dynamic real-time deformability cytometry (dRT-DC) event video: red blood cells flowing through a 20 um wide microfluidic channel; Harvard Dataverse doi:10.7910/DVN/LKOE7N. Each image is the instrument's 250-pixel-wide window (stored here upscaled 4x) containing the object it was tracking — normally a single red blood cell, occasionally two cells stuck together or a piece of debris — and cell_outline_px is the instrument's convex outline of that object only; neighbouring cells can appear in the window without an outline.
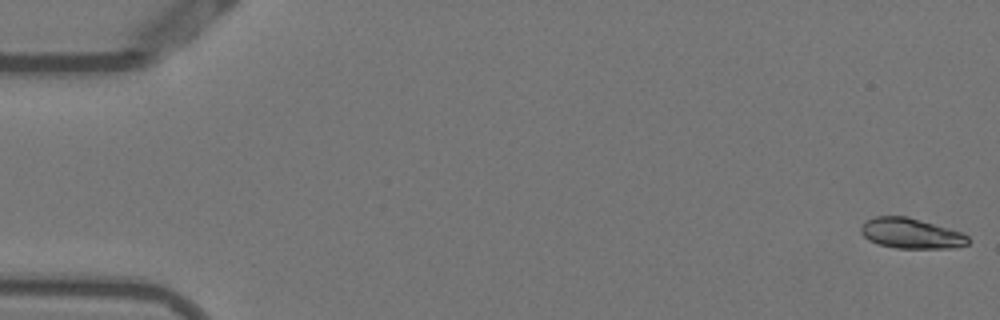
{"species": "Egyptian fruit bat (a non-hibernating species)", "species_latin": "Rousettus aegyptiacus", "temperature_condition": "warm", "stored_images_in_passage": 53, "camera_frame_rate_fps": 3000, "um_per_image_px": 0.085, "animal": {"sex": "female"}, "frame": {"image": 1, "passage_image": 1, "time_ms": 0.0, "image_size_px": [1000, 320], "cell_outline_px": [[968, 244], [956, 248], [896, 248], [876, 244], [868, 240], [860, 232], [860, 228], [868, 220], [876, 216], [908, 216], [948, 228], [960, 232], [968, 236]], "centroid_in_image_um": [77.43, 19.85], "position_along_channel_um": 7.6, "area_um2": 18.9}}
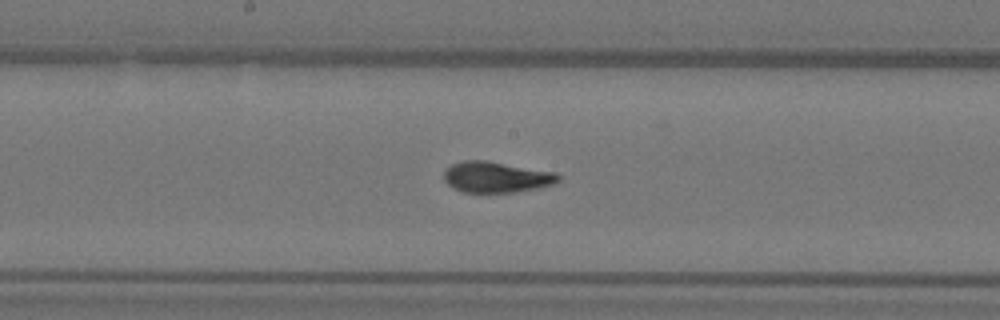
{"frame": {"image": 2, "passage_image": 28, "time_ms": 9.0, "image_size_px": [1000, 320], "cell_outline_px": [[560, 180], [556, 184], [540, 188], [516, 192], [464, 192], [452, 188], [444, 180], [444, 172], [452, 164], [464, 160], [484, 160], [556, 172], [560, 176]], "centroid_in_image_um": [42.22, 15.06], "position_along_channel_um": 206.0, "area_um2": 20.69}}
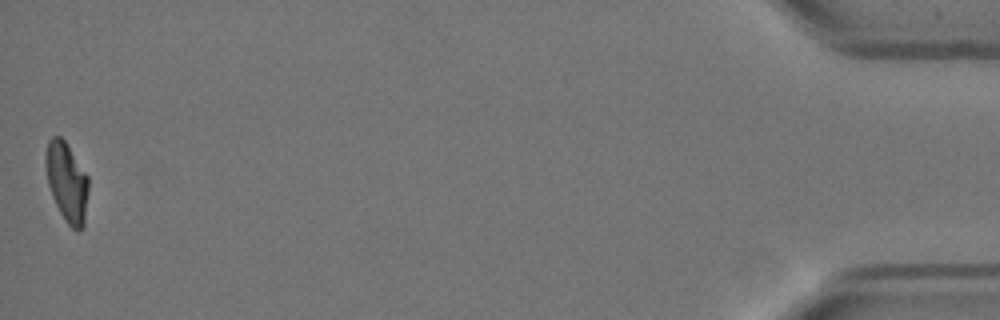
{"frame": {"image": 3, "passage_image": 53, "time_ms": 17.333, "image_size_px": [1000, 320], "cell_outline_px": [[88, 192], [84, 224], [80, 228], [72, 228], [68, 224], [60, 212], [52, 196], [48, 184], [44, 164], [44, 156], [48, 140], [52, 136], [60, 136], [64, 140], [88, 176]], "centroid_in_image_um": [5.65, 15.43], "position_along_channel_um": 429.5, "area_um2": 19.65}, "authors_computed_cell_mechanics": {"area_um2": 20.1722, "velocity_mm_per_s": 3.8214, "shape_relaxation_time_tau1_ms": 4.0217, "shape_relaxation_time_tau2_ms": 0.766, "deformation_change_tau1": 0.2001, "deformation_change_tau2": 0.0655}}